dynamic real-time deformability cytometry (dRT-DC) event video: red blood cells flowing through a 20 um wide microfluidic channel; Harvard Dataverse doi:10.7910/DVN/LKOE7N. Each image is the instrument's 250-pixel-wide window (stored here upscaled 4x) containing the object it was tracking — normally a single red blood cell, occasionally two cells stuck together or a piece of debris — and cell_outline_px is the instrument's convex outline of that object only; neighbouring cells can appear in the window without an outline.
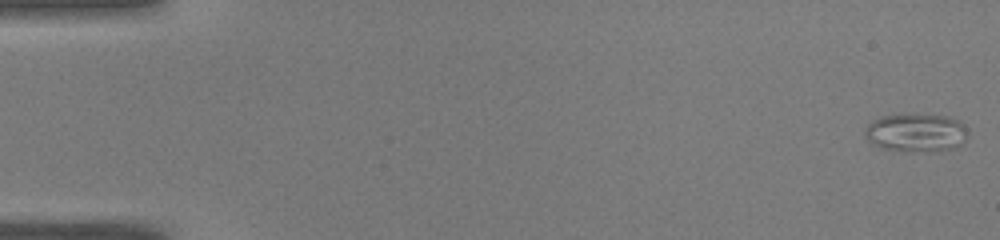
{"species": "common noctule bat (a hibernating species)", "species_latin": "Nyctalus noctula", "temperature_condition": "warm", "stored_images_in_passage": 49, "segment_of_instrument_passage": [1, 2], "camera_frame_rate_fps": 3000, "um_per_image_px": 0.085, "animal": {"sex": "male", "body_mass_g": 19.0, "forearm_length_mm": 50.8}, "frame": {"image": 1, "passage_image": 1, "time_ms": 0.0, "image_size_px": [1000, 240], "cell_outline_px": [[968, 136], [956, 148], [936, 152], [912, 152], [880, 148], [872, 144], [864, 136], [864, 132], [868, 124], [872, 120], [880, 116], [912, 112], [952, 116], [964, 124], [968, 128]], "centroid_in_image_um": [77.89, 11.25], "position_along_channel_um": 7.1, "area_um2": 24.16}}
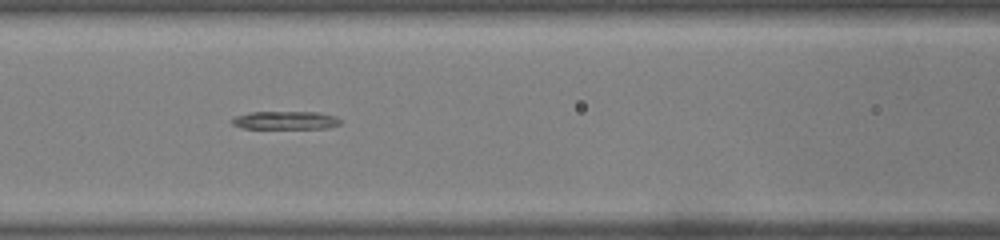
{"frame": {"image": 2, "passage_image": 22, "time_ms": 7.0, "image_size_px": [1000, 240], "cell_outline_px": [[340, 124], [328, 128], [244, 128], [232, 124], [232, 120], [236, 116], [248, 112], [320, 112], [336, 116], [340, 120]], "centroid_in_image_um": [24.29, 10.22], "position_along_channel_um": 142.3, "area_um2": 11.39}}
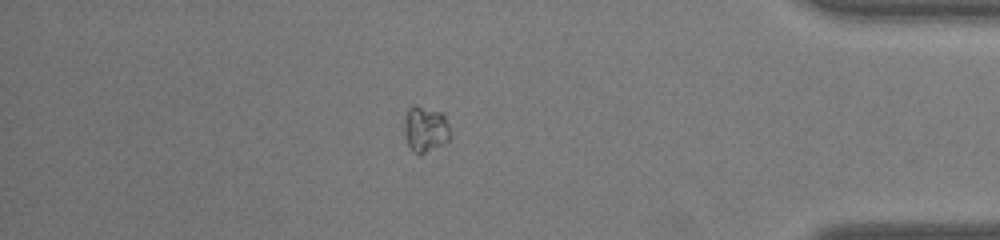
{"frame": {"image": 3, "passage_image": 43, "time_ms": 14.0, "image_size_px": [1000, 240], "cell_outline_px": [[448, 140], [420, 156], [412, 152], [404, 136], [404, 116], [408, 108], [412, 104], [416, 104], [444, 112], [448, 124]], "centroid_in_image_um": [36.1, 10.94], "position_along_channel_um": 399.1, "area_um2": 12.6}}